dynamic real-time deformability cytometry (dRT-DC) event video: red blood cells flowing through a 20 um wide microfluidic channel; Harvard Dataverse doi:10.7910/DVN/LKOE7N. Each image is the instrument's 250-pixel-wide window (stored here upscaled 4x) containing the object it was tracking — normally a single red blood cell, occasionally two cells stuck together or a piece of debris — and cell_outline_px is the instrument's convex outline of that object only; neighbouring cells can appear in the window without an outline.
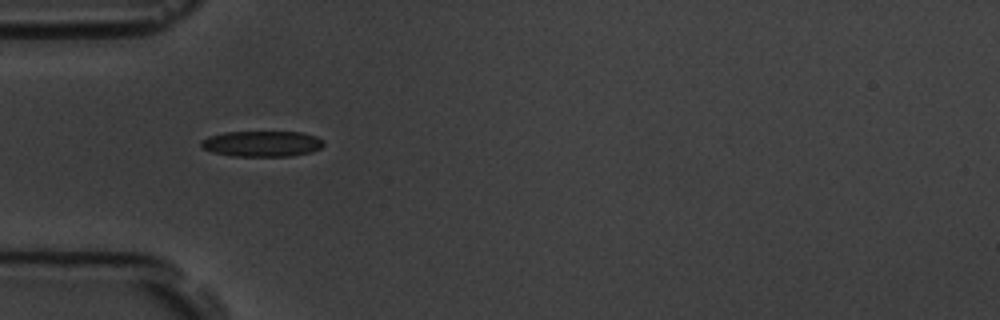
{"species": "common noctule bat (a hibernating species)", "species_latin": "Nyctalus noctula", "temperature_condition": "room temperature", "stored_images_in_passage": 4, "camera_frame_rate_fps": 3000, "um_per_image_px": 0.085, "animal": {"sex": "male", "body_mass_g": 19.5, "forearm_length_mm": 54.6}, "frame": {"image": 1, "passage_image": 1, "time_ms": 0.0, "image_size_px": [1000, 320], "cell_outline_px": [[324, 144], [320, 148], [312, 152], [288, 156], [232, 156], [212, 152], [204, 148], [200, 144], [200, 140], [208, 136], [224, 132], [300, 132], [316, 136], [324, 140]], "centroid_in_image_um": [22.26, 12.21], "position_along_channel_um": 62.7, "area_um2": 18.44}}
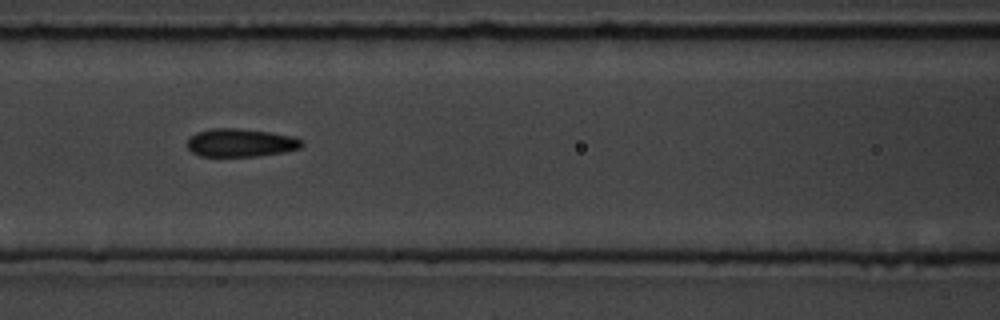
{"frame": {"image": 2, "passage_image": 3, "time_ms": 2.333, "image_size_px": [1000, 320], "cell_outline_px": [[304, 144], [300, 148], [284, 152], [256, 156], [200, 156], [192, 152], [188, 148], [188, 140], [196, 132], [212, 128], [236, 128], [268, 132], [296, 136]], "centroid_in_image_um": [20.47, 12.13], "position_along_channel_um": 146.1, "area_um2": 18.73}}
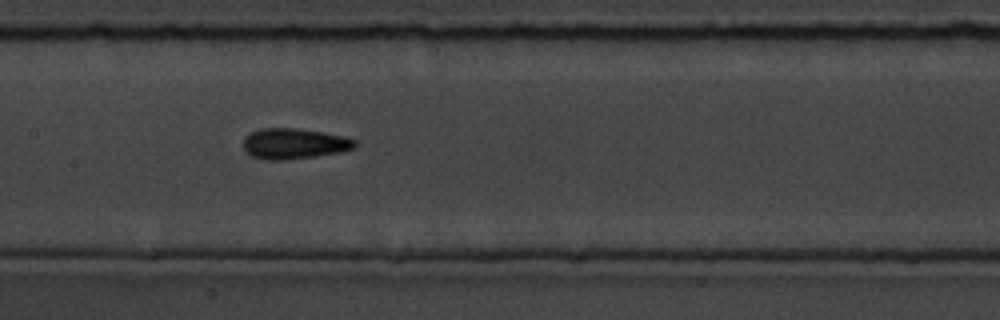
{"frame": {"image": 3, "passage_image": 4, "time_ms": 3.333, "image_size_px": [1000, 320], "cell_outline_px": [[356, 144], [352, 148], [340, 152], [316, 156], [280, 160], [268, 160], [252, 156], [244, 148], [244, 136], [260, 128], [292, 128], [320, 132], [344, 136], [356, 140]], "centroid_in_image_um": [24.98, 12.21], "position_along_channel_um": 182.4, "area_um2": 19.59}}